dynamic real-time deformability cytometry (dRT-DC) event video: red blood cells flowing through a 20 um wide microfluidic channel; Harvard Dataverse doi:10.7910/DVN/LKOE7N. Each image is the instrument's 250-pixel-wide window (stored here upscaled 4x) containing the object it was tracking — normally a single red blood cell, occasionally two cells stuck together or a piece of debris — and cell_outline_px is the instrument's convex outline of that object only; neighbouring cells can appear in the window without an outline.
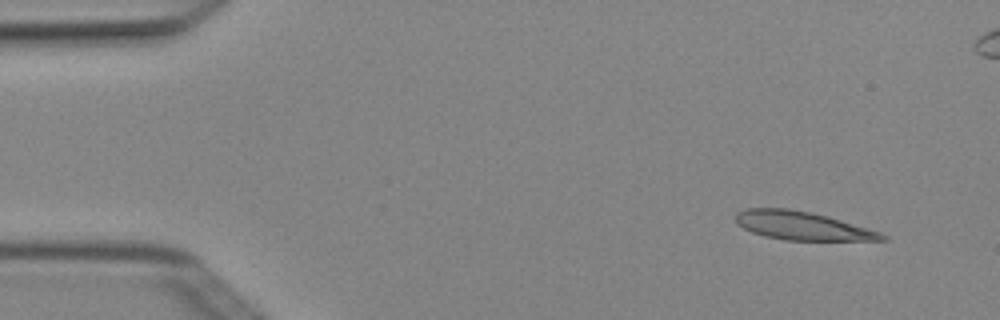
{"species": "Egyptian fruit bat (a non-hibernating species)", "species_latin": "Rousettus aegyptiacus", "temperature_condition": "cold", "stored_images_in_passage": 5, "camera_frame_rate_fps": 3000, "um_per_image_px": 0.085, "animal": {"sex": "female"}, "frame": {"image": 1, "passage_image": 1, "time_ms": 0.0, "image_size_px": [1000, 320], "cell_outline_px": [[888, 240], [784, 240], [764, 236], [752, 232], [736, 224], [736, 212], [748, 208], [788, 208], [828, 216], [880, 232], [888, 236]], "centroid_in_image_um": [68.17, 19.19], "position_along_channel_um": 16.8, "area_um2": 24.1}}